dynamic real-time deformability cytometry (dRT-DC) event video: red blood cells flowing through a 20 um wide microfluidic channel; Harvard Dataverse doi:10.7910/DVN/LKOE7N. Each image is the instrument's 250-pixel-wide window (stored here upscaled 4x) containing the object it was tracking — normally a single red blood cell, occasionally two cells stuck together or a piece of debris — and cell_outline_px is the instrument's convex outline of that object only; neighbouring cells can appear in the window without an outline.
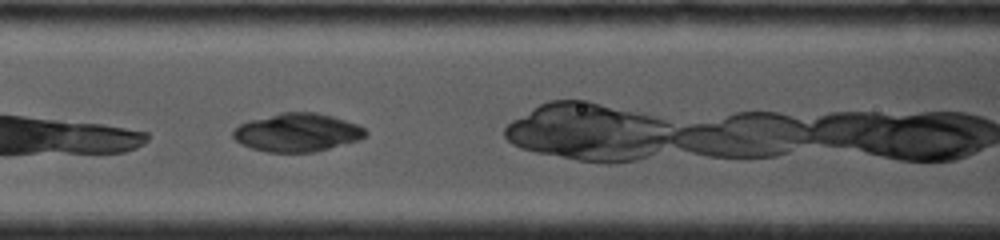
{"species": "common noctule bat (a hibernating species)", "species_latin": "Nyctalus noctula", "temperature_condition": "cold", "stored_images_in_passage": 35, "camera_frame_rate_fps": 4000, "um_per_image_px": 0.085, "animal": {"sex": "female", "body_mass_g": 19.0, "forearm_length_mm": 53.3}, "frame": {"image": 1, "passage_image": 10, "time_ms": 1.75, "image_size_px": [1000, 240], "cell_outline_px": [[368, 136], [360, 140], [312, 152], [268, 152], [252, 148], [240, 144], [232, 136], [232, 132], [240, 124], [248, 120], [280, 112], [316, 112], [332, 116], [356, 124], [364, 128], [368, 132]], "centroid_in_image_um": [25.26, 11.25], "position_along_channel_um": 141.3, "area_um2": 29.59}}